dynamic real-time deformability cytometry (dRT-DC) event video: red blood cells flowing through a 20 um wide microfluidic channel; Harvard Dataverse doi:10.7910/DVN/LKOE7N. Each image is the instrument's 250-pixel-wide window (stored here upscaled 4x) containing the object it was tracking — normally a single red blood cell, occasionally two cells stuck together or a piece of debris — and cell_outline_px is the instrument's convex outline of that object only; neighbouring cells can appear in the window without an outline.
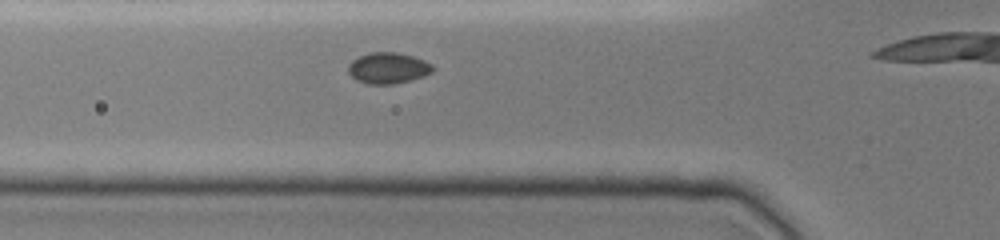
{"species": "common noctule bat (a hibernating species)", "species_latin": "Nyctalus noctula", "temperature_condition": "cold", "stored_images_in_passage": 25, "camera_frame_rate_fps": 3000, "um_per_image_px": 0.085, "animal": {"sex": "female", "body_mass_g": 19.0, "forearm_length_mm": 51.5}, "frame": {"image": 1, "passage_image": 2, "time_ms": 0.333, "image_size_px": [1000, 240], "cell_outline_px": [[436, 68], [432, 72], [424, 76], [392, 84], [368, 84], [356, 80], [348, 72], [348, 64], [352, 60], [360, 56], [372, 52], [396, 52], [412, 56], [424, 60], [432, 64]], "centroid_in_image_um": [32.99, 5.78], "position_along_channel_um": 92.8, "area_um2": 15.26}}
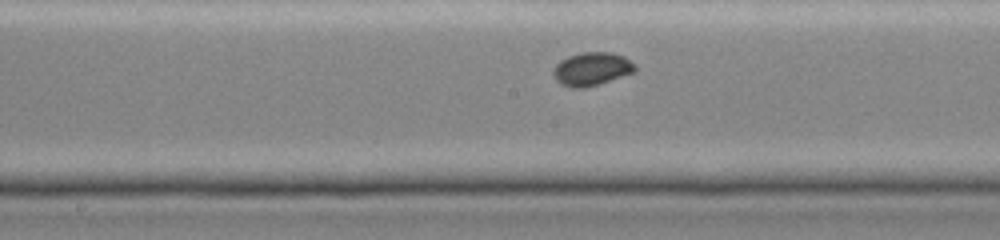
{"frame": {"image": 2, "passage_image": 10, "time_ms": 3.0, "image_size_px": [1000, 240], "cell_outline_px": [[636, 72], [600, 84], [584, 88], [572, 88], [560, 84], [556, 80], [552, 72], [556, 64], [560, 60], [568, 56], [580, 52], [612, 52], [624, 56], [636, 68]], "centroid_in_image_um": [50.28, 5.87], "position_along_channel_um": 197.9, "area_um2": 16.01}}
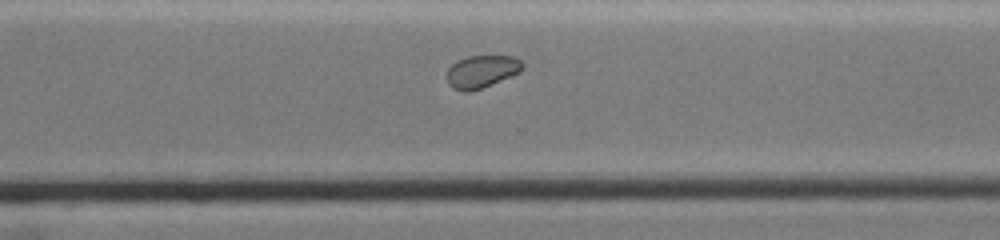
{"frame": {"image": 3, "passage_image": 20, "time_ms": 6.333, "image_size_px": [1000, 240], "cell_outline_px": [[524, 68], [520, 72], [512, 76], [480, 88], [468, 92], [464, 92], [452, 88], [448, 84], [444, 76], [448, 68], [452, 64], [468, 56], [516, 56], [524, 64]], "centroid_in_image_um": [40.93, 6.08], "position_along_channel_um": 329.7, "area_um2": 14.51}}